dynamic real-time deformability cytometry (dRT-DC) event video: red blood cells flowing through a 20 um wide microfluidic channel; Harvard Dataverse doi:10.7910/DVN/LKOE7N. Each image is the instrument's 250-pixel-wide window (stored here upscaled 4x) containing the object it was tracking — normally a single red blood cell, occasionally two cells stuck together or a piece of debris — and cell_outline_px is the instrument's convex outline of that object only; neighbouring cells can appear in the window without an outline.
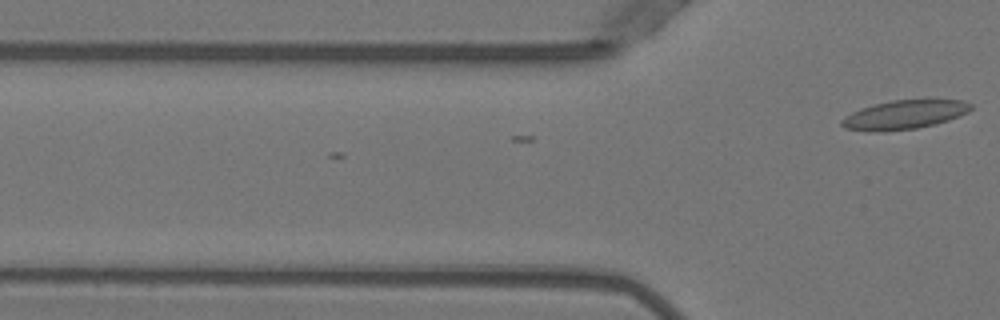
{"species": "Egyptian fruit bat (a non-hibernating species)", "species_latin": "Rousettus aegyptiacus", "temperature_condition": "warm", "stored_images_in_passage": 4, "camera_frame_rate_fps": 3000, "um_per_image_px": 0.085, "animal": {"sex": "female"}, "frame": {"image": 1, "passage_image": 4, "time_ms": 1.0, "image_size_px": [1000, 320], "cell_outline_px": [[972, 108], [968, 112], [960, 116], [948, 120], [916, 128], [884, 132], [868, 132], [844, 128], [840, 124], [840, 120], [852, 112], [860, 108], [892, 100], [964, 100], [972, 104]], "centroid_in_image_um": [76.84, 9.76], "position_along_channel_um": 49.0, "area_um2": 21.79}}